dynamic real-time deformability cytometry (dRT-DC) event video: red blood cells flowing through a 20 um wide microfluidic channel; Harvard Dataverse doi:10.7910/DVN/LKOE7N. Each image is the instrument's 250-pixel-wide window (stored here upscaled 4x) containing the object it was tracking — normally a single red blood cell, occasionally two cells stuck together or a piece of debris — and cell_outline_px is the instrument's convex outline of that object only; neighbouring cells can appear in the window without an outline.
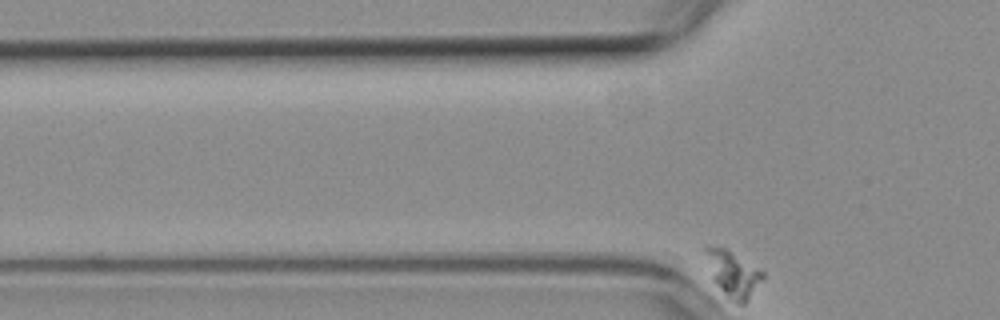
{"species": "common noctule bat (a hibernating species)", "species_latin": "Nyctalus noctula", "temperature_condition": "room temperature", "stored_images_in_passage": 10, "camera_frame_rate_fps": 3000, "um_per_image_px": 0.085, "animal": {"sex": "female", "body_mass_g": 19.3, "forearm_length_mm": 54.1}, "frame": {"image": 1, "passage_image": 10, "time_ms": 3.0, "image_size_px": [1000, 320], "cell_outline_px": [[764, 276], [748, 300], [744, 304], [736, 304], [712, 280], [704, 252], [704, 248], [708, 244], [728, 248], [760, 268], [764, 272]], "centroid_in_image_um": [62.29, 23.21], "position_along_channel_um": 63.5, "area_um2": 15.49}}